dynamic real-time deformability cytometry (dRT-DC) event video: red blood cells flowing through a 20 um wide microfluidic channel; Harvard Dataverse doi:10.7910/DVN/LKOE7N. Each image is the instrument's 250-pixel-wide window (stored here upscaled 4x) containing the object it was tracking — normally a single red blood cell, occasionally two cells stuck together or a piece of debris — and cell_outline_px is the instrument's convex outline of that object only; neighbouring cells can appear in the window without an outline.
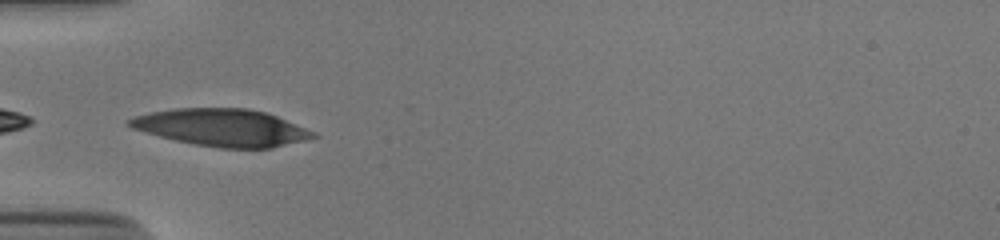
{"species": "human", "species_latin": "Homo sapiens", "temperature_condition": "cold", "stored_images_in_passage": 7, "camera_frame_rate_fps": 3000, "um_per_image_px": 0.085, "donor": {"sex": "male"}, "frame": {"image": 1, "passage_image": 1, "time_ms": 0.0, "image_size_px": [1000, 240], "cell_outline_px": [[320, 136], [272, 148], [220, 148], [196, 144], [176, 140], [160, 136], [132, 128], [124, 124], [124, 120], [136, 116], [152, 112], [176, 108], [248, 108], [264, 112], [276, 116], [316, 132]], "centroid_in_image_um": [18.86, 10.84], "position_along_channel_um": 66.1, "area_um2": 39.65}}
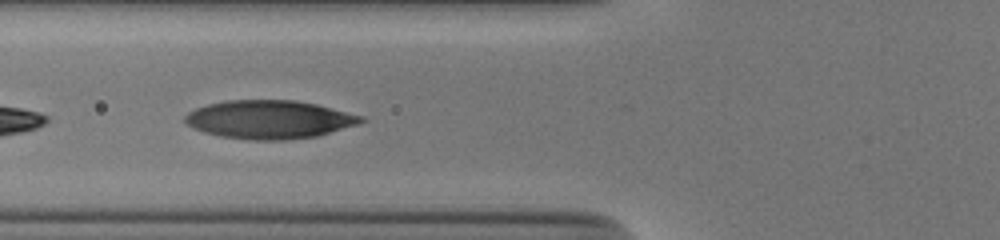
{"frame": {"image": 2, "passage_image": 4, "time_ms": 1.0, "image_size_px": [1000, 240], "cell_outline_px": [[368, 120], [360, 124], [316, 136], [284, 140], [248, 140], [220, 136], [204, 132], [192, 128], [184, 120], [184, 116], [188, 112], [196, 108], [208, 104], [224, 100], [296, 100], [316, 104], [364, 116]], "centroid_in_image_um": [22.9, 10.15], "position_along_channel_um": 102.9, "area_um2": 39.59}}